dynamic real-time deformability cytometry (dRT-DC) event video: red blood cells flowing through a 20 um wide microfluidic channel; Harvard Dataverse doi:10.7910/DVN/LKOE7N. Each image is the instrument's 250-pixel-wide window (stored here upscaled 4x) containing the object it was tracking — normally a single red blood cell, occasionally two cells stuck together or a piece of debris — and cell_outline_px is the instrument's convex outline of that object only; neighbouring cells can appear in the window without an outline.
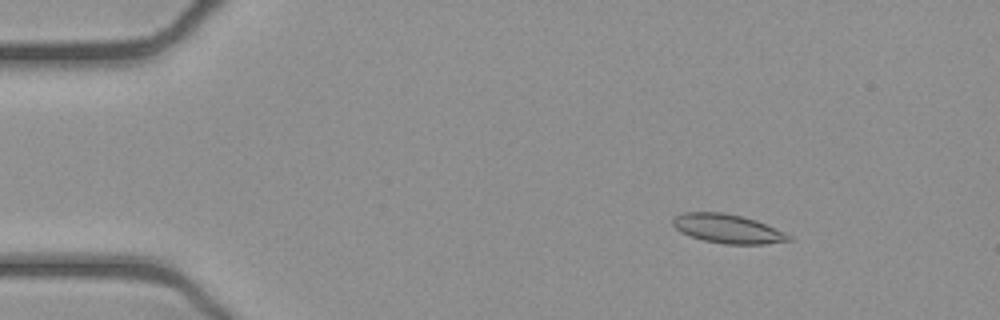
{"species": "common noctule bat (a hibernating species)", "species_latin": "Nyctalus noctula", "temperature_condition": "cold", "stored_images_in_passage": 53, "camera_frame_rate_fps": 3000, "um_per_image_px": 0.085, "animal": {"sex": "female", "body_mass_g": 21.9}, "frame": {"image": 1, "passage_image": 8, "time_ms": 2.333, "image_size_px": [1000, 320], "cell_outline_px": [[792, 240], [764, 244], [724, 244], [704, 240], [688, 236], [680, 232], [672, 224], [672, 216], [684, 212], [724, 212], [756, 220], [784, 232], [792, 236]], "centroid_in_image_um": [61.8, 19.44], "position_along_channel_um": 23.2, "area_um2": 19.65}}
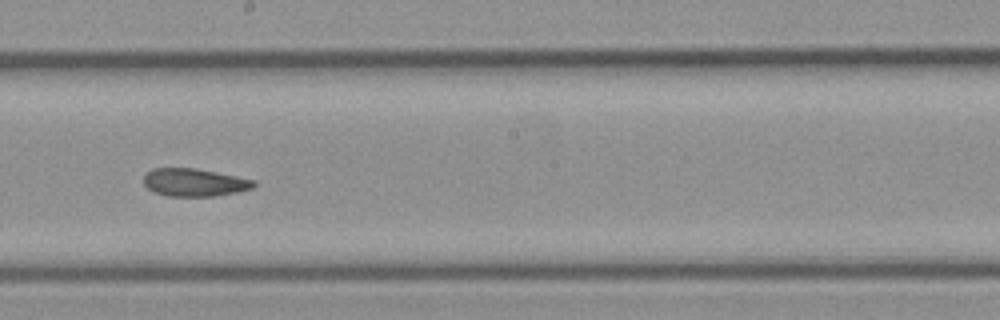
{"frame": {"image": 2, "passage_image": 30, "time_ms": 9.667, "image_size_px": [1000, 320], "cell_outline_px": [[256, 184], [252, 188], [236, 192], [216, 196], [168, 196], [152, 192], [144, 184], [144, 176], [152, 168], [196, 168], [256, 180]], "centroid_in_image_um": [16.51, 15.51], "position_along_channel_um": 231.7, "area_um2": 17.86}}
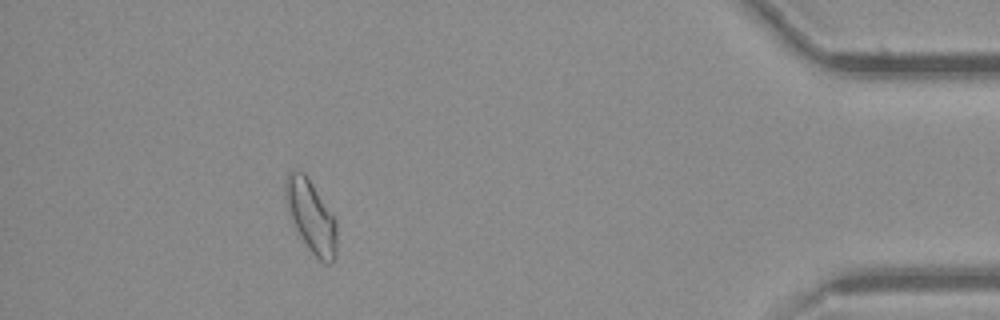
{"frame": {"image": 3, "passage_image": 48, "time_ms": 15.667, "image_size_px": [1000, 320], "cell_outline_px": [[336, 256], [332, 264], [324, 264], [308, 248], [288, 216], [284, 200], [284, 180], [288, 172], [292, 168], [304, 172], [308, 176], [336, 220]], "centroid_in_image_um": [26.4, 18.34], "position_along_channel_um": 408.8, "area_um2": 22.08}, "authors_computed_cell_mechanics": {"area_um2": 19.1318, "velocity_mm_per_s": 3.8966, "shape_relaxation_time_tau1_ms": 6.6792, "shape_relaxation_time_tau2_ms": 2.9044, "deformation_change_tau1": 0.1488, "deformation_change_tau2": 0.0988}}